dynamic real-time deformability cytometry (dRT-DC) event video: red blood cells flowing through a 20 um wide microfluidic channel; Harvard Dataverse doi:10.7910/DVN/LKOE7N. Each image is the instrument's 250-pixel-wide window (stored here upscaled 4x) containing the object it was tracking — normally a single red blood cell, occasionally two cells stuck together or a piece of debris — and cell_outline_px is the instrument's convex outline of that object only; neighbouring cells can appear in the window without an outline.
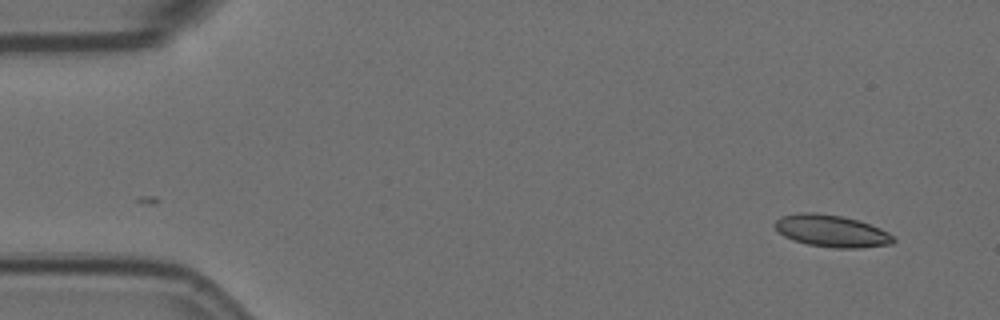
{"species": "Egyptian fruit bat (a non-hibernating species)", "species_latin": "Rousettus aegyptiacus", "temperature_condition": "room temperature", "stored_images_in_passage": 55, "segment_of_instrument_passage": [1, 2], "camera_frame_rate_fps": 3000, "um_per_image_px": 0.085, "animal": {"sex": "female"}, "frame": {"image": 1, "passage_image": 1, "time_ms": 0.0, "image_size_px": [1000, 320], "cell_outline_px": [[896, 240], [892, 244], [860, 248], [836, 248], [808, 244], [792, 240], [784, 236], [772, 224], [780, 216], [800, 212], [812, 212], [840, 216], [856, 220], [880, 228], [888, 232]], "centroid_in_image_um": [70.66, 19.63], "position_along_channel_um": 14.3, "area_um2": 22.02}}
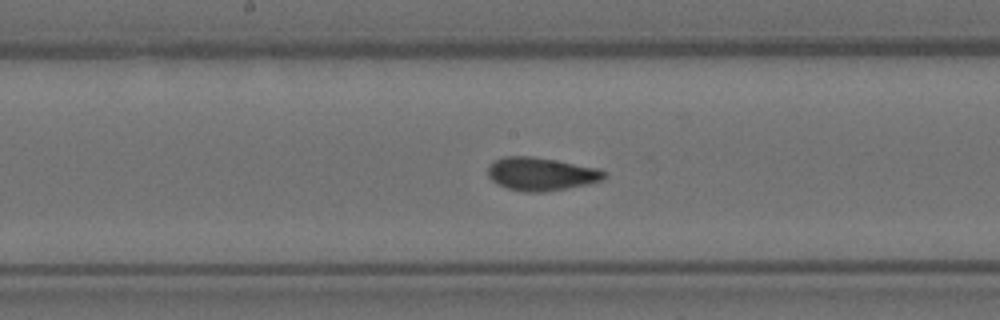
{"frame": {"image": 2, "passage_image": 26, "time_ms": 8.333, "image_size_px": [1000, 320], "cell_outline_px": [[608, 176], [604, 180], [588, 184], [568, 188], [544, 192], [524, 192], [508, 188], [496, 184], [488, 176], [488, 164], [492, 160], [504, 156], [532, 156], [556, 160], [600, 168], [608, 172]], "centroid_in_image_um": [46.02, 14.78], "position_along_channel_um": 202.2, "area_um2": 22.95}}
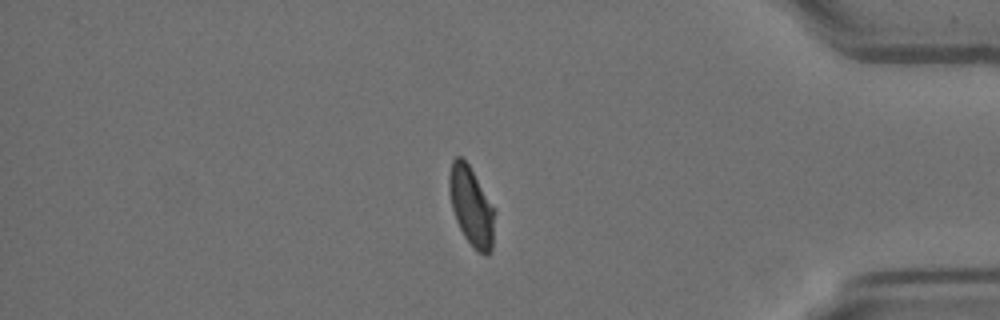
{"frame": {"image": 3, "passage_image": 45, "time_ms": 14.667, "image_size_px": [1000, 320], "cell_outline_px": [[496, 212], [492, 252], [488, 256], [484, 256], [476, 252], [464, 236], [456, 220], [452, 208], [448, 192], [448, 176], [452, 160], [456, 156], [460, 156], [468, 164], [496, 208]], "centroid_in_image_um": [40.09, 17.59], "position_along_channel_um": 395.1, "area_um2": 21.62}}